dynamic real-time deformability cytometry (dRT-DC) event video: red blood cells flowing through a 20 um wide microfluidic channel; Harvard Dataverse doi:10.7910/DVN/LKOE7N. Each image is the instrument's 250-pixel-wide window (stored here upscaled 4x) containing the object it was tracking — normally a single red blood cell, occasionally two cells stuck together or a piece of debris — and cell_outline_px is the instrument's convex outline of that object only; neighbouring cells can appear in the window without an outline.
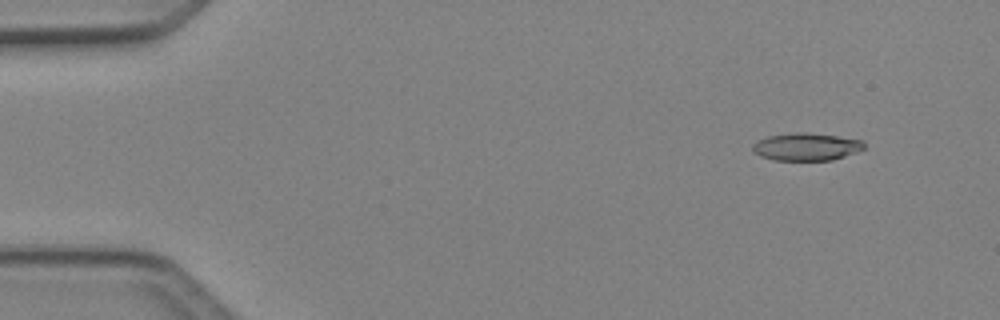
{"species": "Egyptian fruit bat (a non-hibernating species)", "species_latin": "Rousettus aegyptiacus", "temperature_condition": "cold", "stored_images_in_passage": 45, "camera_frame_rate_fps": 3000, "um_per_image_px": 0.085, "animal": {"sex": "female"}, "frame": {"image": 1, "passage_image": 1, "time_ms": 0.0, "image_size_px": [1000, 320], "cell_outline_px": [[864, 148], [856, 152], [832, 160], [772, 160], [760, 156], [752, 152], [752, 144], [756, 140], [768, 136], [796, 132], [808, 132], [836, 136], [860, 140], [864, 144]], "centroid_in_image_um": [68.46, 12.47], "position_along_channel_um": 16.5, "area_um2": 17.92}}
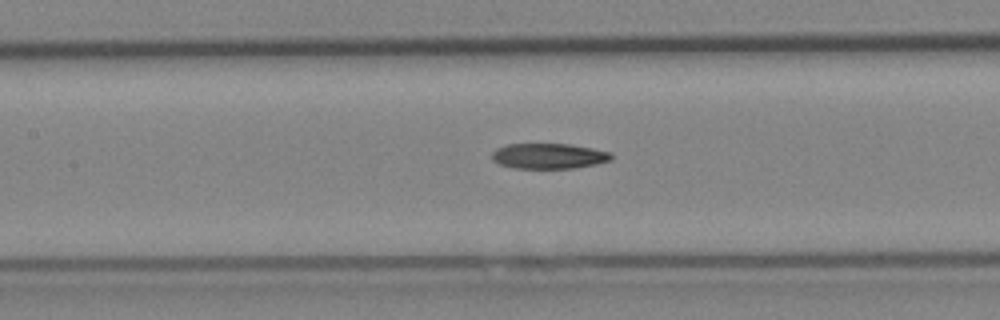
{"frame": {"image": 2, "passage_image": 19, "time_ms": 6.0, "image_size_px": [1000, 320], "cell_outline_px": [[612, 160], [596, 164], [572, 168], [512, 168], [500, 164], [492, 160], [492, 152], [496, 148], [508, 144], [572, 144], [612, 152]], "centroid_in_image_um": [46.65, 13.26], "position_along_channel_um": 160.7, "area_um2": 17.74}}
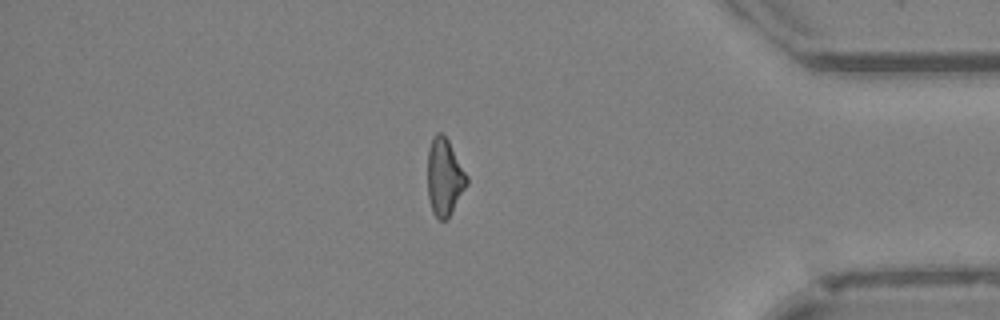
{"frame": {"image": 3, "passage_image": 38, "time_ms": 12.333, "image_size_px": [1000, 320], "cell_outline_px": [[468, 184], [448, 216], [444, 220], [440, 220], [432, 212], [428, 196], [428, 148], [432, 136], [436, 132], [440, 132], [448, 140], [468, 176]], "centroid_in_image_um": [37.77, 15.02], "position_along_channel_um": 397.4, "area_um2": 17.46}, "authors_computed_cell_mechanics": {"area_um2": 18.0336, "velocity_mm_per_s": 4.2172, "shape_relaxation_time_tau1_ms": null, "shape_relaxation_time_tau2_ms": 6.9689, "deformation_change_tau1": null, "deformation_change_tau2": 0.1955}}